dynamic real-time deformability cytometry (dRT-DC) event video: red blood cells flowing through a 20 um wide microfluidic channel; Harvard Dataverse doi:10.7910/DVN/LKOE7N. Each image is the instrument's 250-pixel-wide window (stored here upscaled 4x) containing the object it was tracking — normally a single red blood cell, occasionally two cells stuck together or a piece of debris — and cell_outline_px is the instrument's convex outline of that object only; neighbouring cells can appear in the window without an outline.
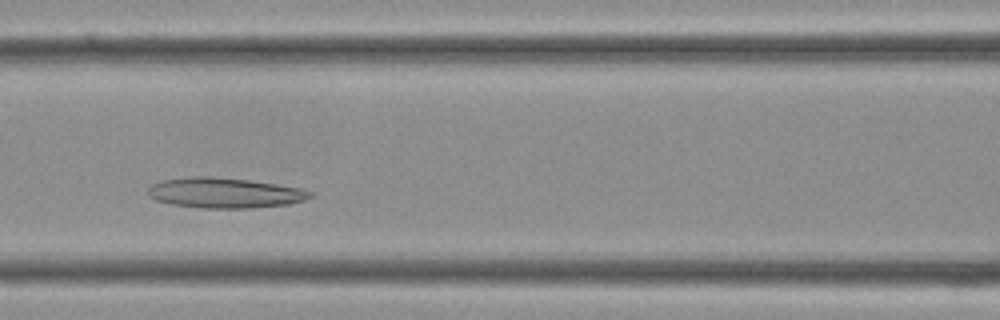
{"species": "Egyptian fruit bat (a non-hibernating species)", "species_latin": "Rousettus aegyptiacus", "temperature_condition": "cold", "stored_images_in_passage": 26, "camera_frame_rate_fps": 3000, "um_per_image_px": 0.085, "frame": {"image": 1, "passage_image": 10, "time_ms": 3.0, "image_size_px": [1000, 320], "cell_outline_px": [[316, 192], [312, 196], [304, 200], [288, 204], [252, 208], [200, 208], [172, 204], [156, 200], [148, 196], [148, 188], [152, 184], [164, 180], [192, 176], [208, 176], [248, 180], [276, 184], [300, 188]], "centroid_in_image_um": [19.11, 16.4], "position_along_channel_um": 147.5, "area_um2": 28.61}}
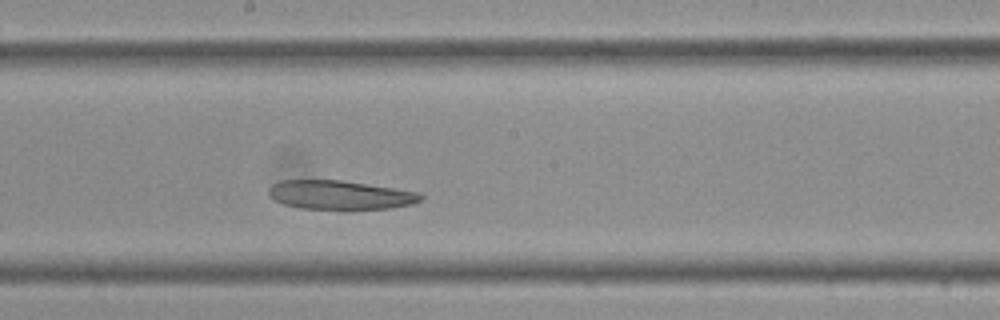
{"frame": {"image": 2, "passage_image": 14, "time_ms": 4.333, "image_size_px": [1000, 320], "cell_outline_px": [[424, 196], [420, 200], [412, 204], [392, 208], [300, 208], [284, 204], [276, 200], [268, 192], [268, 188], [272, 184], [280, 180], [340, 180], [420, 192]], "centroid_in_image_um": [28.91, 16.55], "position_along_channel_um": 219.3, "area_um2": 25.2}}
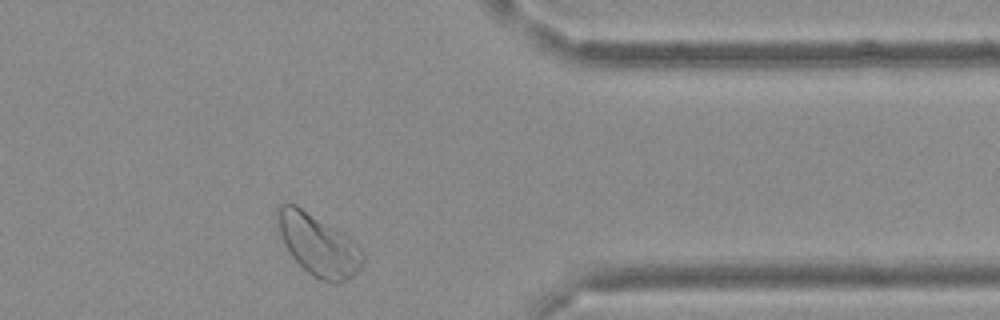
{"frame": {"image": 3, "passage_image": 24, "time_ms": 7.667, "image_size_px": [1000, 320], "cell_outline_px": [[364, 260], [360, 268], [348, 280], [340, 284], [332, 284], [320, 280], [312, 276], [292, 256], [284, 244], [276, 228], [276, 208], [280, 204], [296, 204], [348, 236], [360, 248], [364, 256]], "centroid_in_image_um": [27.02, 20.83], "position_along_channel_um": 384.4, "area_um2": 30.69}}